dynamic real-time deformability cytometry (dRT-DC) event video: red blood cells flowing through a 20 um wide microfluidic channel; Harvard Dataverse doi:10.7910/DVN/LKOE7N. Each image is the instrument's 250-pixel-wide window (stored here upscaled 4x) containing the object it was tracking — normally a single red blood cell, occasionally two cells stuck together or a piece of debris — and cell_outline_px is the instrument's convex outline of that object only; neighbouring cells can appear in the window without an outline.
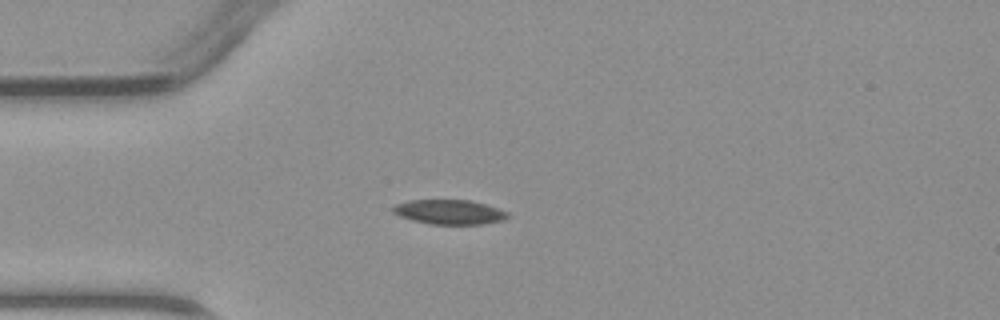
{"species": "common noctule bat (a hibernating species)", "species_latin": "Nyctalus noctula", "temperature_condition": "warm", "stored_images_in_passage": 2, "camera_frame_rate_fps": 3000, "um_per_image_px": 0.085, "animal": {"sex": "male", "body_mass_g": 23.1, "forearm_length_mm": 52.7}, "frame": {"image": 1, "passage_image": 1, "time_ms": 0.0, "image_size_px": [1000, 320], "cell_outline_px": [[508, 216], [504, 220], [484, 224], [432, 224], [412, 220], [400, 216], [392, 212], [392, 208], [396, 204], [408, 200], [468, 200], [484, 204], [508, 212]], "centroid_in_image_um": [38.17, 18.02], "position_along_channel_um": 46.8, "area_um2": 16.3}}